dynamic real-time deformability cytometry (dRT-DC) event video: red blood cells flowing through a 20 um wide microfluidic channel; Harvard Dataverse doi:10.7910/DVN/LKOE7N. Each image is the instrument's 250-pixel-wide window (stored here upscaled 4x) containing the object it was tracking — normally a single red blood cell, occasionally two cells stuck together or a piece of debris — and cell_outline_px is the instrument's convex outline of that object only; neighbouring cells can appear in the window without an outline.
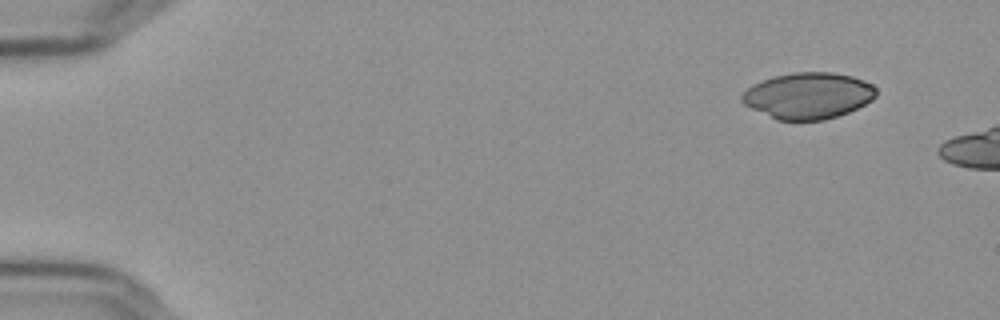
{"species": "Egyptian fruit bat (a non-hibernating species)", "species_latin": "Rousettus aegyptiacus", "temperature_condition": "cold", "stored_images_in_passage": 7, "camera_frame_rate_fps": 3000, "um_per_image_px": 0.085, "frame": {"image": 1, "passage_image": 1, "time_ms": 0.0, "image_size_px": [1000, 320], "cell_outline_px": [[876, 96], [872, 100], [848, 112], [824, 120], [776, 120], [744, 104], [740, 100], [740, 96], [752, 84], [776, 76], [796, 72], [832, 72], [852, 76], [872, 84], [876, 88]], "centroid_in_image_um": [68.69, 8.13], "position_along_channel_um": 16.3, "area_um2": 35.95}}